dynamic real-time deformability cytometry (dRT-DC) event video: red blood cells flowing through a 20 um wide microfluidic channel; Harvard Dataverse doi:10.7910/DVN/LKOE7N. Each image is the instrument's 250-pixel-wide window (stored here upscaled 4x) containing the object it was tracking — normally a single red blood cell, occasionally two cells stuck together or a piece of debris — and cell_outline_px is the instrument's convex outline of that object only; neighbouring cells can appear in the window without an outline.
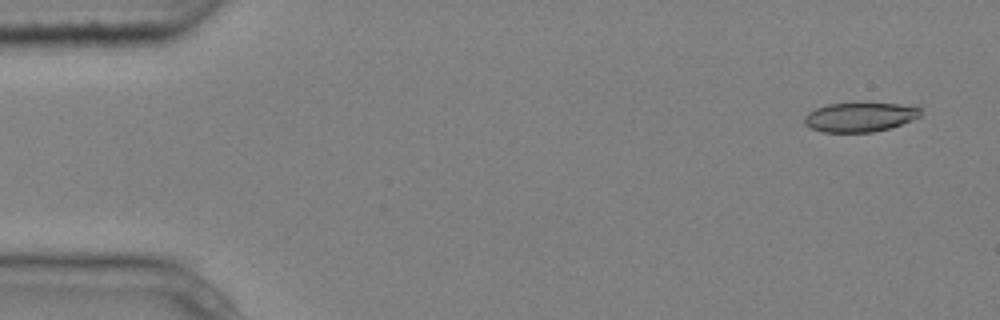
{"species": "common noctule bat (a hibernating species)", "species_latin": "Nyctalus noctula", "temperature_condition": "cold", "stored_images_in_passage": 10, "camera_frame_rate_fps": 3000, "um_per_image_px": 0.085, "animal": {"sex": "male", "body_mass_g": 20.4}, "frame": {"image": 1, "passage_image": 1, "time_ms": 0.0, "image_size_px": [1000, 320], "cell_outline_px": [[920, 116], [900, 124], [888, 128], [872, 132], [824, 132], [812, 128], [804, 124], [804, 116], [808, 112], [816, 108], [828, 104], [900, 104], [920, 108]], "centroid_in_image_um": [73.03, 9.96], "position_along_channel_um": 12.0, "area_um2": 19.36}}
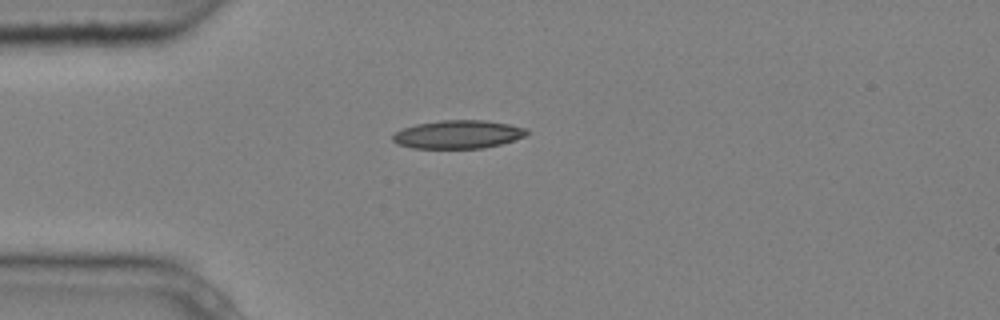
{"frame": {"image": 2, "passage_image": 4, "time_ms": 1.0, "image_size_px": [1000, 320], "cell_outline_px": [[528, 132], [524, 136], [500, 144], [484, 148], [412, 148], [396, 144], [392, 140], [392, 136], [396, 132], [404, 128], [416, 124], [440, 120], [484, 120], [508, 124], [528, 128]], "centroid_in_image_um": [38.91, 11.42], "position_along_channel_um": 46.1, "area_um2": 22.02}}
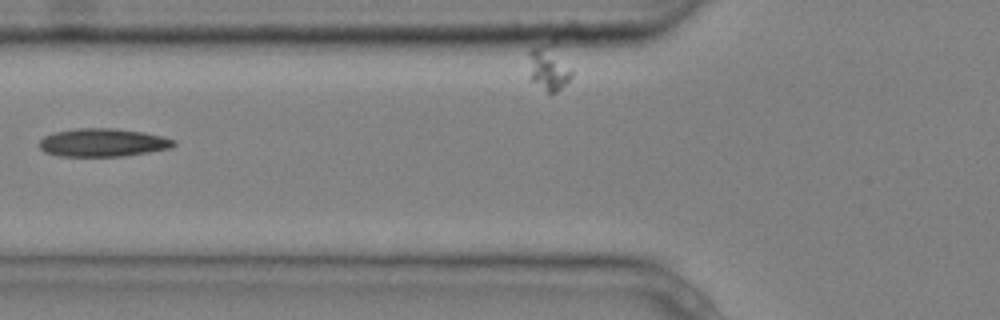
{"frame": {"image": 3, "passage_image": 6, "time_ms": 1.667, "image_size_px": [1000, 320], "cell_outline_px": [[176, 144], [172, 148], [124, 156], [60, 156], [44, 152], [40, 148], [40, 140], [44, 136], [56, 132], [76, 128], [112, 128], [144, 132], [176, 140]], "centroid_in_image_um": [8.75, 12.12], "position_along_channel_um": 117.0, "area_um2": 22.02}}